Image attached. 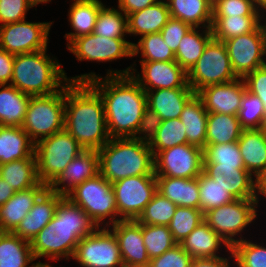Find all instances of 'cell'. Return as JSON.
Instances as JSON below:
<instances>
[{"mask_svg":"<svg viewBox=\"0 0 266 267\" xmlns=\"http://www.w3.org/2000/svg\"><path fill=\"white\" fill-rule=\"evenodd\" d=\"M135 72L130 66L109 70L103 79L92 72L69 78L71 82H88L100 94L110 138H134L147 107L146 91L131 75Z\"/></svg>","mask_w":266,"mask_h":267,"instance_id":"cell-1","label":"cell"},{"mask_svg":"<svg viewBox=\"0 0 266 267\" xmlns=\"http://www.w3.org/2000/svg\"><path fill=\"white\" fill-rule=\"evenodd\" d=\"M64 129L84 149L98 150L111 139L104 102L88 82L66 83Z\"/></svg>","mask_w":266,"mask_h":267,"instance_id":"cell-2","label":"cell"},{"mask_svg":"<svg viewBox=\"0 0 266 267\" xmlns=\"http://www.w3.org/2000/svg\"><path fill=\"white\" fill-rule=\"evenodd\" d=\"M98 226L91 217L69 198L63 196L52 220L30 242L35 259L51 261L73 257L78 242Z\"/></svg>","mask_w":266,"mask_h":267,"instance_id":"cell-3","label":"cell"},{"mask_svg":"<svg viewBox=\"0 0 266 267\" xmlns=\"http://www.w3.org/2000/svg\"><path fill=\"white\" fill-rule=\"evenodd\" d=\"M97 152L99 173L110 183L131 176L155 175L154 154L146 141L111 138Z\"/></svg>","mask_w":266,"mask_h":267,"instance_id":"cell-4","label":"cell"},{"mask_svg":"<svg viewBox=\"0 0 266 267\" xmlns=\"http://www.w3.org/2000/svg\"><path fill=\"white\" fill-rule=\"evenodd\" d=\"M46 51L47 49L16 54L9 84L30 96L48 95L60 91L69 79L60 67L61 64L50 59Z\"/></svg>","mask_w":266,"mask_h":267,"instance_id":"cell-5","label":"cell"},{"mask_svg":"<svg viewBox=\"0 0 266 267\" xmlns=\"http://www.w3.org/2000/svg\"><path fill=\"white\" fill-rule=\"evenodd\" d=\"M84 148L65 129L35 143L37 175L48 187Z\"/></svg>","mask_w":266,"mask_h":267,"instance_id":"cell-6","label":"cell"},{"mask_svg":"<svg viewBox=\"0 0 266 267\" xmlns=\"http://www.w3.org/2000/svg\"><path fill=\"white\" fill-rule=\"evenodd\" d=\"M64 120L65 86L56 93L31 96L21 127L36 143L64 130Z\"/></svg>","mask_w":266,"mask_h":267,"instance_id":"cell-7","label":"cell"},{"mask_svg":"<svg viewBox=\"0 0 266 267\" xmlns=\"http://www.w3.org/2000/svg\"><path fill=\"white\" fill-rule=\"evenodd\" d=\"M66 197L82 208L98 227L108 217H110V224L106 222L103 227H107L108 225L110 227L111 223L113 225L119 220H122L118 216L112 183L106 180L100 173L94 178L77 185Z\"/></svg>","mask_w":266,"mask_h":267,"instance_id":"cell-8","label":"cell"},{"mask_svg":"<svg viewBox=\"0 0 266 267\" xmlns=\"http://www.w3.org/2000/svg\"><path fill=\"white\" fill-rule=\"evenodd\" d=\"M224 42L211 39L188 72V85L197 93L202 88L236 80Z\"/></svg>","mask_w":266,"mask_h":267,"instance_id":"cell-9","label":"cell"},{"mask_svg":"<svg viewBox=\"0 0 266 267\" xmlns=\"http://www.w3.org/2000/svg\"><path fill=\"white\" fill-rule=\"evenodd\" d=\"M257 204L256 199H235L205 212L204 221L232 247L239 241L234 237L257 218Z\"/></svg>","mask_w":266,"mask_h":267,"instance_id":"cell-10","label":"cell"},{"mask_svg":"<svg viewBox=\"0 0 266 267\" xmlns=\"http://www.w3.org/2000/svg\"><path fill=\"white\" fill-rule=\"evenodd\" d=\"M107 228L98 227L78 242L72 258L82 267H124L118 240Z\"/></svg>","mask_w":266,"mask_h":267,"instance_id":"cell-11","label":"cell"},{"mask_svg":"<svg viewBox=\"0 0 266 267\" xmlns=\"http://www.w3.org/2000/svg\"><path fill=\"white\" fill-rule=\"evenodd\" d=\"M232 69L238 78H244L255 69L266 65V20L254 31L224 41Z\"/></svg>","mask_w":266,"mask_h":267,"instance_id":"cell-12","label":"cell"},{"mask_svg":"<svg viewBox=\"0 0 266 267\" xmlns=\"http://www.w3.org/2000/svg\"><path fill=\"white\" fill-rule=\"evenodd\" d=\"M118 216L136 220L157 192L156 175L131 176L112 183Z\"/></svg>","mask_w":266,"mask_h":267,"instance_id":"cell-13","label":"cell"},{"mask_svg":"<svg viewBox=\"0 0 266 267\" xmlns=\"http://www.w3.org/2000/svg\"><path fill=\"white\" fill-rule=\"evenodd\" d=\"M155 175L192 179L203 172V149L188 143L159 151L154 156Z\"/></svg>","mask_w":266,"mask_h":267,"instance_id":"cell-14","label":"cell"},{"mask_svg":"<svg viewBox=\"0 0 266 267\" xmlns=\"http://www.w3.org/2000/svg\"><path fill=\"white\" fill-rule=\"evenodd\" d=\"M51 24L22 20L0 25V48L14 55L47 49Z\"/></svg>","mask_w":266,"mask_h":267,"instance_id":"cell-15","label":"cell"},{"mask_svg":"<svg viewBox=\"0 0 266 267\" xmlns=\"http://www.w3.org/2000/svg\"><path fill=\"white\" fill-rule=\"evenodd\" d=\"M132 42L125 38H108L91 33L74 39L68 46L78 61H113L133 57Z\"/></svg>","mask_w":266,"mask_h":267,"instance_id":"cell-16","label":"cell"},{"mask_svg":"<svg viewBox=\"0 0 266 267\" xmlns=\"http://www.w3.org/2000/svg\"><path fill=\"white\" fill-rule=\"evenodd\" d=\"M141 74H131L145 90L190 87L188 73L176 61H140ZM136 75V76H135Z\"/></svg>","mask_w":266,"mask_h":267,"instance_id":"cell-17","label":"cell"},{"mask_svg":"<svg viewBox=\"0 0 266 267\" xmlns=\"http://www.w3.org/2000/svg\"><path fill=\"white\" fill-rule=\"evenodd\" d=\"M245 92L243 78H237L227 83L206 86L196 94L208 113L238 115Z\"/></svg>","mask_w":266,"mask_h":267,"instance_id":"cell-18","label":"cell"},{"mask_svg":"<svg viewBox=\"0 0 266 267\" xmlns=\"http://www.w3.org/2000/svg\"><path fill=\"white\" fill-rule=\"evenodd\" d=\"M124 267H148L149 256L144 245L142 224L137 220H119L112 225Z\"/></svg>","mask_w":266,"mask_h":267,"instance_id":"cell-19","label":"cell"},{"mask_svg":"<svg viewBox=\"0 0 266 267\" xmlns=\"http://www.w3.org/2000/svg\"><path fill=\"white\" fill-rule=\"evenodd\" d=\"M97 174H99L97 150L84 149L66 166L49 188L57 194L66 196L77 185L94 178ZM61 184L63 186H60Z\"/></svg>","mask_w":266,"mask_h":267,"instance_id":"cell-20","label":"cell"},{"mask_svg":"<svg viewBox=\"0 0 266 267\" xmlns=\"http://www.w3.org/2000/svg\"><path fill=\"white\" fill-rule=\"evenodd\" d=\"M63 197L49 187L35 201L32 209L13 231L15 235L29 242L52 220L56 208Z\"/></svg>","mask_w":266,"mask_h":267,"instance_id":"cell-21","label":"cell"},{"mask_svg":"<svg viewBox=\"0 0 266 267\" xmlns=\"http://www.w3.org/2000/svg\"><path fill=\"white\" fill-rule=\"evenodd\" d=\"M203 172L228 190L235 199H256L255 180L246 169L204 163Z\"/></svg>","mask_w":266,"mask_h":267,"instance_id":"cell-22","label":"cell"},{"mask_svg":"<svg viewBox=\"0 0 266 267\" xmlns=\"http://www.w3.org/2000/svg\"><path fill=\"white\" fill-rule=\"evenodd\" d=\"M47 188L45 183L39 182L30 189L16 191L6 203L0 206V231L13 232Z\"/></svg>","mask_w":266,"mask_h":267,"instance_id":"cell-23","label":"cell"},{"mask_svg":"<svg viewBox=\"0 0 266 267\" xmlns=\"http://www.w3.org/2000/svg\"><path fill=\"white\" fill-rule=\"evenodd\" d=\"M146 94L147 106L154 110L164 121L180 118L183 107L195 92L191 87H179L148 90Z\"/></svg>","mask_w":266,"mask_h":267,"instance_id":"cell-24","label":"cell"},{"mask_svg":"<svg viewBox=\"0 0 266 267\" xmlns=\"http://www.w3.org/2000/svg\"><path fill=\"white\" fill-rule=\"evenodd\" d=\"M237 143L245 169L256 178L266 168V128L243 129Z\"/></svg>","mask_w":266,"mask_h":267,"instance_id":"cell-25","label":"cell"},{"mask_svg":"<svg viewBox=\"0 0 266 267\" xmlns=\"http://www.w3.org/2000/svg\"><path fill=\"white\" fill-rule=\"evenodd\" d=\"M157 192L180 207L199 209L198 178L156 176Z\"/></svg>","mask_w":266,"mask_h":267,"instance_id":"cell-26","label":"cell"},{"mask_svg":"<svg viewBox=\"0 0 266 267\" xmlns=\"http://www.w3.org/2000/svg\"><path fill=\"white\" fill-rule=\"evenodd\" d=\"M193 259L214 258L223 245L231 252V246L205 221H202L182 242L179 243Z\"/></svg>","mask_w":266,"mask_h":267,"instance_id":"cell-27","label":"cell"},{"mask_svg":"<svg viewBox=\"0 0 266 267\" xmlns=\"http://www.w3.org/2000/svg\"><path fill=\"white\" fill-rule=\"evenodd\" d=\"M170 17L166 1L160 0L127 16V34L141 35L142 37L148 34L160 33Z\"/></svg>","mask_w":266,"mask_h":267,"instance_id":"cell-28","label":"cell"},{"mask_svg":"<svg viewBox=\"0 0 266 267\" xmlns=\"http://www.w3.org/2000/svg\"><path fill=\"white\" fill-rule=\"evenodd\" d=\"M35 143L22 127L0 126V165L35 156Z\"/></svg>","mask_w":266,"mask_h":267,"instance_id":"cell-29","label":"cell"},{"mask_svg":"<svg viewBox=\"0 0 266 267\" xmlns=\"http://www.w3.org/2000/svg\"><path fill=\"white\" fill-rule=\"evenodd\" d=\"M208 112L201 98L195 93L183 107L180 120L185 126L188 144L204 148Z\"/></svg>","mask_w":266,"mask_h":267,"instance_id":"cell-30","label":"cell"},{"mask_svg":"<svg viewBox=\"0 0 266 267\" xmlns=\"http://www.w3.org/2000/svg\"><path fill=\"white\" fill-rule=\"evenodd\" d=\"M166 3L171 17L192 28L211 27L213 0H168Z\"/></svg>","mask_w":266,"mask_h":267,"instance_id":"cell-31","label":"cell"},{"mask_svg":"<svg viewBox=\"0 0 266 267\" xmlns=\"http://www.w3.org/2000/svg\"><path fill=\"white\" fill-rule=\"evenodd\" d=\"M104 6L100 0H73L68 11L71 28L75 32L65 34L67 46L77 37L93 33L99 11Z\"/></svg>","mask_w":266,"mask_h":267,"instance_id":"cell-32","label":"cell"},{"mask_svg":"<svg viewBox=\"0 0 266 267\" xmlns=\"http://www.w3.org/2000/svg\"><path fill=\"white\" fill-rule=\"evenodd\" d=\"M0 126L21 127L31 96L11 84L0 85Z\"/></svg>","mask_w":266,"mask_h":267,"instance_id":"cell-33","label":"cell"},{"mask_svg":"<svg viewBox=\"0 0 266 267\" xmlns=\"http://www.w3.org/2000/svg\"><path fill=\"white\" fill-rule=\"evenodd\" d=\"M0 177L15 191H23L36 186L40 181L37 175L36 157L14 160L0 165Z\"/></svg>","mask_w":266,"mask_h":267,"instance_id":"cell-34","label":"cell"},{"mask_svg":"<svg viewBox=\"0 0 266 267\" xmlns=\"http://www.w3.org/2000/svg\"><path fill=\"white\" fill-rule=\"evenodd\" d=\"M34 260L29 241L13 232L0 231V267H30Z\"/></svg>","mask_w":266,"mask_h":267,"instance_id":"cell-35","label":"cell"},{"mask_svg":"<svg viewBox=\"0 0 266 267\" xmlns=\"http://www.w3.org/2000/svg\"><path fill=\"white\" fill-rule=\"evenodd\" d=\"M242 131L238 115L208 113L206 144L237 142Z\"/></svg>","mask_w":266,"mask_h":267,"instance_id":"cell-36","label":"cell"},{"mask_svg":"<svg viewBox=\"0 0 266 267\" xmlns=\"http://www.w3.org/2000/svg\"><path fill=\"white\" fill-rule=\"evenodd\" d=\"M262 16H212V37L224 42L254 31L262 22Z\"/></svg>","mask_w":266,"mask_h":267,"instance_id":"cell-37","label":"cell"},{"mask_svg":"<svg viewBox=\"0 0 266 267\" xmlns=\"http://www.w3.org/2000/svg\"><path fill=\"white\" fill-rule=\"evenodd\" d=\"M197 28H191L181 39L175 53V61L188 73L201 57L205 46L213 38L211 27L199 33ZM203 34V35H202Z\"/></svg>","mask_w":266,"mask_h":267,"instance_id":"cell-38","label":"cell"},{"mask_svg":"<svg viewBox=\"0 0 266 267\" xmlns=\"http://www.w3.org/2000/svg\"><path fill=\"white\" fill-rule=\"evenodd\" d=\"M188 143L185 126L180 118L162 121L158 131L148 142L154 156L162 150ZM157 149V150H156Z\"/></svg>","mask_w":266,"mask_h":267,"instance_id":"cell-39","label":"cell"},{"mask_svg":"<svg viewBox=\"0 0 266 267\" xmlns=\"http://www.w3.org/2000/svg\"><path fill=\"white\" fill-rule=\"evenodd\" d=\"M197 178L200 194L199 209L203 213L235 200V197L228 190L224 189L217 181L210 178L204 172Z\"/></svg>","mask_w":266,"mask_h":267,"instance_id":"cell-40","label":"cell"},{"mask_svg":"<svg viewBox=\"0 0 266 267\" xmlns=\"http://www.w3.org/2000/svg\"><path fill=\"white\" fill-rule=\"evenodd\" d=\"M133 56L141 51L140 61H175V54L163 40L161 33L142 36L138 44L132 45Z\"/></svg>","mask_w":266,"mask_h":267,"instance_id":"cell-41","label":"cell"},{"mask_svg":"<svg viewBox=\"0 0 266 267\" xmlns=\"http://www.w3.org/2000/svg\"><path fill=\"white\" fill-rule=\"evenodd\" d=\"M105 6L99 11L93 33L108 38H124V33H128L127 16L119 9Z\"/></svg>","mask_w":266,"mask_h":267,"instance_id":"cell-42","label":"cell"},{"mask_svg":"<svg viewBox=\"0 0 266 267\" xmlns=\"http://www.w3.org/2000/svg\"><path fill=\"white\" fill-rule=\"evenodd\" d=\"M176 208V204L156 192L136 220L140 224L168 226Z\"/></svg>","mask_w":266,"mask_h":267,"instance_id":"cell-43","label":"cell"},{"mask_svg":"<svg viewBox=\"0 0 266 267\" xmlns=\"http://www.w3.org/2000/svg\"><path fill=\"white\" fill-rule=\"evenodd\" d=\"M142 235L150 260L177 244L168 226L142 224Z\"/></svg>","mask_w":266,"mask_h":267,"instance_id":"cell-44","label":"cell"},{"mask_svg":"<svg viewBox=\"0 0 266 267\" xmlns=\"http://www.w3.org/2000/svg\"><path fill=\"white\" fill-rule=\"evenodd\" d=\"M202 221L204 213L200 209L177 206L175 214L168 228L174 240L179 244L184 240Z\"/></svg>","mask_w":266,"mask_h":267,"instance_id":"cell-45","label":"cell"},{"mask_svg":"<svg viewBox=\"0 0 266 267\" xmlns=\"http://www.w3.org/2000/svg\"><path fill=\"white\" fill-rule=\"evenodd\" d=\"M204 163H218L220 166H236L245 169L237 142L206 144L203 148Z\"/></svg>","mask_w":266,"mask_h":267,"instance_id":"cell-46","label":"cell"},{"mask_svg":"<svg viewBox=\"0 0 266 267\" xmlns=\"http://www.w3.org/2000/svg\"><path fill=\"white\" fill-rule=\"evenodd\" d=\"M230 253L237 267H266V248L242 237L231 247Z\"/></svg>","mask_w":266,"mask_h":267,"instance_id":"cell-47","label":"cell"},{"mask_svg":"<svg viewBox=\"0 0 266 267\" xmlns=\"http://www.w3.org/2000/svg\"><path fill=\"white\" fill-rule=\"evenodd\" d=\"M243 129L264 128V106L262 101L246 90L238 113Z\"/></svg>","mask_w":266,"mask_h":267,"instance_id":"cell-48","label":"cell"},{"mask_svg":"<svg viewBox=\"0 0 266 267\" xmlns=\"http://www.w3.org/2000/svg\"><path fill=\"white\" fill-rule=\"evenodd\" d=\"M212 16H261L254 0H213Z\"/></svg>","mask_w":266,"mask_h":267,"instance_id":"cell-49","label":"cell"},{"mask_svg":"<svg viewBox=\"0 0 266 267\" xmlns=\"http://www.w3.org/2000/svg\"><path fill=\"white\" fill-rule=\"evenodd\" d=\"M34 6L32 0H0L1 25L25 20V14Z\"/></svg>","mask_w":266,"mask_h":267,"instance_id":"cell-50","label":"cell"},{"mask_svg":"<svg viewBox=\"0 0 266 267\" xmlns=\"http://www.w3.org/2000/svg\"><path fill=\"white\" fill-rule=\"evenodd\" d=\"M193 258L176 244L162 255L150 260L148 267H190Z\"/></svg>","mask_w":266,"mask_h":267,"instance_id":"cell-51","label":"cell"},{"mask_svg":"<svg viewBox=\"0 0 266 267\" xmlns=\"http://www.w3.org/2000/svg\"><path fill=\"white\" fill-rule=\"evenodd\" d=\"M246 90L256 95L264 106V127L266 128V65L255 69L243 78Z\"/></svg>","mask_w":266,"mask_h":267,"instance_id":"cell-52","label":"cell"},{"mask_svg":"<svg viewBox=\"0 0 266 267\" xmlns=\"http://www.w3.org/2000/svg\"><path fill=\"white\" fill-rule=\"evenodd\" d=\"M191 28V26L180 19L170 17L160 33L163 37V40L175 54L181 39Z\"/></svg>","mask_w":266,"mask_h":267,"instance_id":"cell-53","label":"cell"},{"mask_svg":"<svg viewBox=\"0 0 266 267\" xmlns=\"http://www.w3.org/2000/svg\"><path fill=\"white\" fill-rule=\"evenodd\" d=\"M161 123V117L154 110L147 106L144 110V114L142 116L134 139L149 142L155 135V133L158 131V128Z\"/></svg>","mask_w":266,"mask_h":267,"instance_id":"cell-54","label":"cell"},{"mask_svg":"<svg viewBox=\"0 0 266 267\" xmlns=\"http://www.w3.org/2000/svg\"><path fill=\"white\" fill-rule=\"evenodd\" d=\"M14 54L0 48V85L11 82L14 66Z\"/></svg>","mask_w":266,"mask_h":267,"instance_id":"cell-55","label":"cell"},{"mask_svg":"<svg viewBox=\"0 0 266 267\" xmlns=\"http://www.w3.org/2000/svg\"><path fill=\"white\" fill-rule=\"evenodd\" d=\"M160 0H118V9L126 16L157 3Z\"/></svg>","mask_w":266,"mask_h":267,"instance_id":"cell-56","label":"cell"},{"mask_svg":"<svg viewBox=\"0 0 266 267\" xmlns=\"http://www.w3.org/2000/svg\"><path fill=\"white\" fill-rule=\"evenodd\" d=\"M228 260L223 257L194 258L190 267H230Z\"/></svg>","mask_w":266,"mask_h":267,"instance_id":"cell-57","label":"cell"},{"mask_svg":"<svg viewBox=\"0 0 266 267\" xmlns=\"http://www.w3.org/2000/svg\"><path fill=\"white\" fill-rule=\"evenodd\" d=\"M16 191L0 177V206L6 203Z\"/></svg>","mask_w":266,"mask_h":267,"instance_id":"cell-58","label":"cell"},{"mask_svg":"<svg viewBox=\"0 0 266 267\" xmlns=\"http://www.w3.org/2000/svg\"><path fill=\"white\" fill-rule=\"evenodd\" d=\"M259 194L266 197V168L255 179V195L257 202H259Z\"/></svg>","mask_w":266,"mask_h":267,"instance_id":"cell-59","label":"cell"},{"mask_svg":"<svg viewBox=\"0 0 266 267\" xmlns=\"http://www.w3.org/2000/svg\"><path fill=\"white\" fill-rule=\"evenodd\" d=\"M254 3H255V7L259 13H260V10L262 11L261 14L263 13V10H264V12L266 11V0H254Z\"/></svg>","mask_w":266,"mask_h":267,"instance_id":"cell-60","label":"cell"},{"mask_svg":"<svg viewBox=\"0 0 266 267\" xmlns=\"http://www.w3.org/2000/svg\"><path fill=\"white\" fill-rule=\"evenodd\" d=\"M33 267H53V266H50L47 263L37 262V263L33 264Z\"/></svg>","mask_w":266,"mask_h":267,"instance_id":"cell-61","label":"cell"},{"mask_svg":"<svg viewBox=\"0 0 266 267\" xmlns=\"http://www.w3.org/2000/svg\"><path fill=\"white\" fill-rule=\"evenodd\" d=\"M51 0H32V2L37 6L39 3H47L50 2Z\"/></svg>","mask_w":266,"mask_h":267,"instance_id":"cell-62","label":"cell"}]
</instances>
